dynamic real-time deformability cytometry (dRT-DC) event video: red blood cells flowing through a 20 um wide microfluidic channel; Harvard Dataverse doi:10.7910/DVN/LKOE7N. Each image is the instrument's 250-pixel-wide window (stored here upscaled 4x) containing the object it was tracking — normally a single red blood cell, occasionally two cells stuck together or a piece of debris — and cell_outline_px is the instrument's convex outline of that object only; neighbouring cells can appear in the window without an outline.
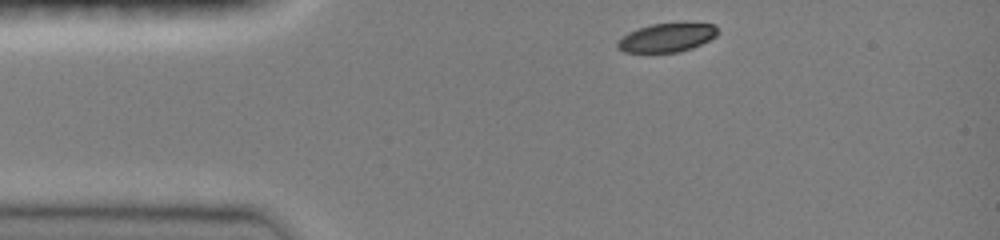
{"species": "common noctule bat (a hibernating species)", "species_latin": "Nyctalus noctula", "temperature_condition": "room temperature", "stored_images_in_passage": 35, "camera_frame_rate_fps": 3000, "um_per_image_px": 0.085, "animal": {"sex": "female", "body_mass_g": 19.0, "forearm_length_mm": 51.5}, "frame": {"image": 1, "passage_image": 1, "time_ms": 0.0, "image_size_px": [1000, 240], "cell_outline_px": [[720, 32], [716, 36], [692, 48], [680, 52], [624, 52], [616, 48], [616, 44], [628, 32], [652, 24], [716, 24]], "centroid_in_image_um": [56.69, 3.21], "position_along_channel_um": 28.3, "area_um2": 16.47}}
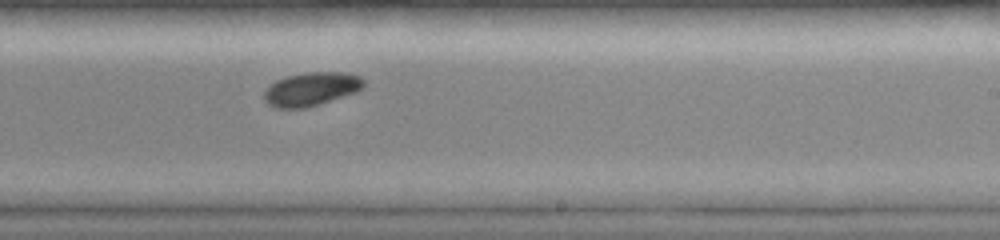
{"frame": {"image": 2, "passage_image": 22, "time_ms": 7.0, "image_size_px": [1000, 240], "cell_outline_px": [[364, 84], [356, 92], [320, 104], [304, 108], [276, 108], [268, 104], [264, 100], [264, 92], [276, 80], [288, 76], [304, 72], [348, 72], [360, 76], [364, 80]], "centroid_in_image_um": [26.46, 7.56], "position_along_channel_um": 262.5, "area_um2": 19.42}}
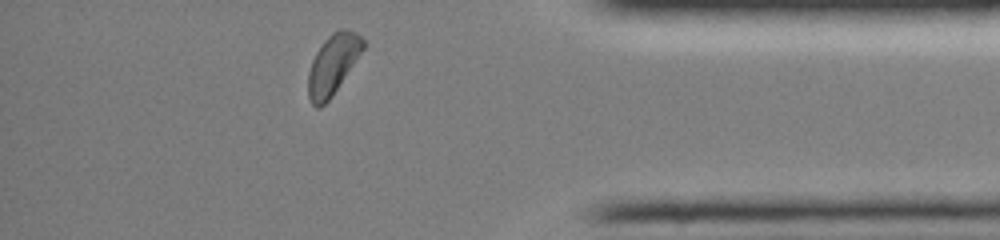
{"frame": {"image": 3, "passage_image": 34, "time_ms": 11.0, "image_size_px": [1000, 240], "cell_outline_px": [[364, 48], [332, 96], [320, 108], [316, 108], [312, 104], [308, 96], [308, 72], [312, 60], [316, 52], [324, 40], [332, 32], [340, 28], [348, 28], [356, 32], [364, 40]], "centroid_in_image_um": [28.28, 5.46], "position_along_channel_um": 406.9, "area_um2": 19.13}, "authors_computed_cell_mechanics": {"area_um2": 19.3052, "velocity_mm_per_s": 3.9814, "shape_relaxation_time_tau1_ms": 2.4913, "shape_relaxation_time_tau2_ms": null, "deformation_change_tau1": 0.1027, "deformation_change_tau2": null}}